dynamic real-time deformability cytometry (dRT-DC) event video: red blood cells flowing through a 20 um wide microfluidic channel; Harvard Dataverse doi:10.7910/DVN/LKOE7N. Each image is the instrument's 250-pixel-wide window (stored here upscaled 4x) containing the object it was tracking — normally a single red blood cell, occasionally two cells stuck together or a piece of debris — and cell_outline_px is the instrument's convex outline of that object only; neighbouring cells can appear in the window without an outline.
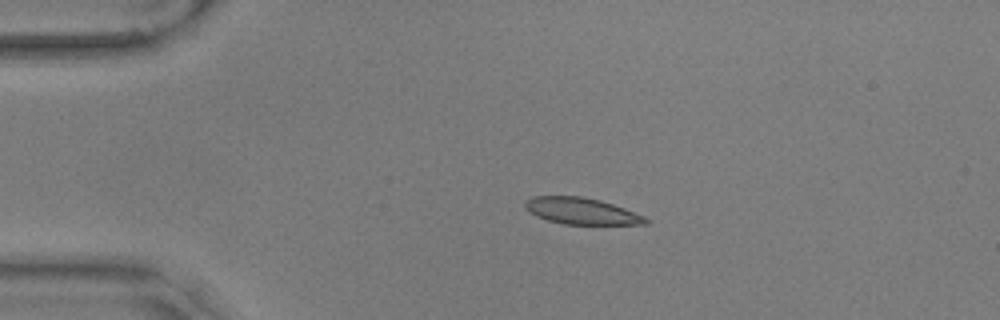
{"species": "common noctule bat (a hibernating species)", "species_latin": "Nyctalus noctula", "temperature_condition": "warm", "stored_images_in_passage": 56, "camera_frame_rate_fps": 3000, "um_per_image_px": 0.085, "animal": {"sex": "male", "body_mass_g": 17.9, "forearm_length_mm": 54.2}, "frame": {"image": 1, "passage_image": 12, "time_ms": 3.667, "image_size_px": [1000, 320], "cell_outline_px": [[652, 220], [648, 224], [564, 224], [548, 220], [536, 216], [528, 212], [524, 208], [524, 200], [532, 196], [580, 196], [600, 200], [624, 208], [644, 216]], "centroid_in_image_um": [49.39, 17.93], "position_along_channel_um": 35.6, "area_um2": 18.73}}
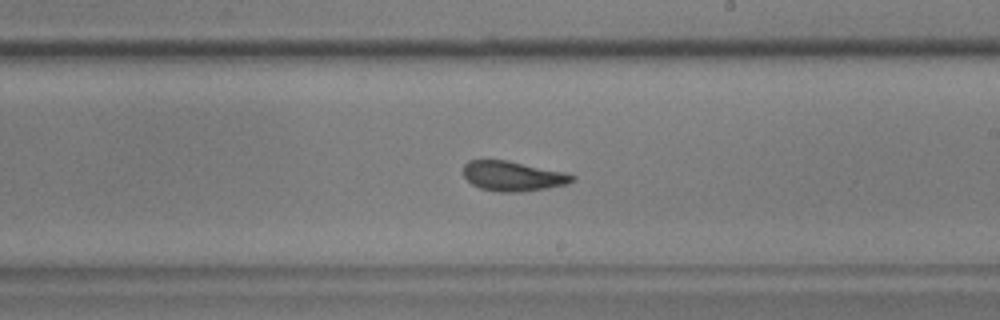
{"frame": {"image": 2, "passage_image": 33, "time_ms": 10.667, "image_size_px": [1000, 320], "cell_outline_px": [[576, 180], [568, 184], [548, 188], [520, 192], [500, 192], [480, 188], [472, 184], [464, 176], [464, 164], [468, 160], [504, 160], [564, 172], [576, 176]], "centroid_in_image_um": [43.61, 14.98], "position_along_channel_um": 245.4, "area_um2": 18.84}}
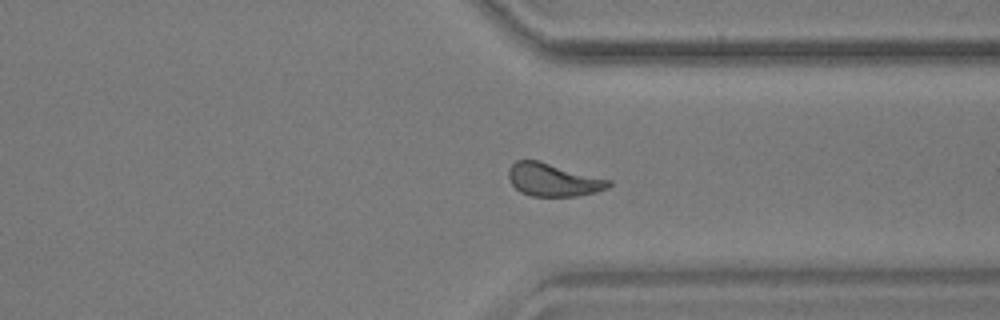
{"frame": {"image": 3, "passage_image": 43, "time_ms": 14.0, "image_size_px": [1000, 320], "cell_outline_px": [[612, 184], [608, 188], [596, 192], [576, 196], [532, 196], [520, 192], [512, 184], [508, 176], [508, 168], [516, 160], [540, 160], [612, 180]], "centroid_in_image_um": [47.03, 15.27], "position_along_channel_um": 364.4, "area_um2": 19.42}, "authors_computed_cell_mechanics": {"area_um2": 19.1029, "velocity_mm_per_s": 3.5687, "shape_relaxation_time_tau1_ms": 4.8401, "shape_relaxation_time_tau2_ms": 1.5882, "deformation_change_tau1": 0.1451, "deformation_change_tau2": 0.083}}